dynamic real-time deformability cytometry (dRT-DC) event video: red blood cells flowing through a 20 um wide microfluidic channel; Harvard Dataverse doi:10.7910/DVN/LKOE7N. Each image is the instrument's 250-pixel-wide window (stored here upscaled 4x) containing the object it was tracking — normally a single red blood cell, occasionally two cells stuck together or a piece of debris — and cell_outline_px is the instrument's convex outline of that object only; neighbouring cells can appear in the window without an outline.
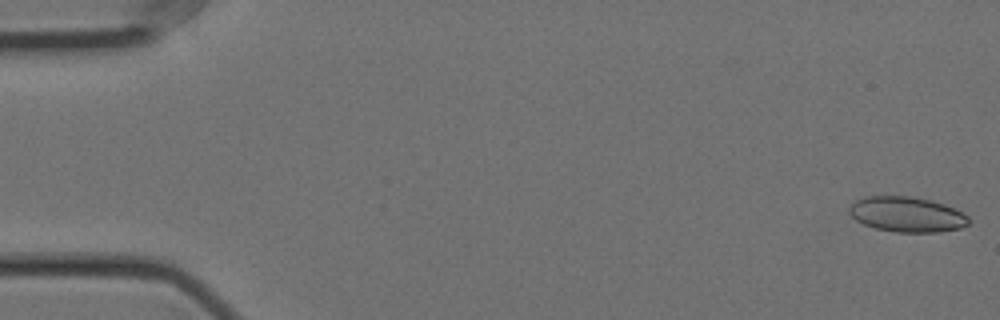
{"species": "Egyptian fruit bat (a non-hibernating species)", "species_latin": "Rousettus aegyptiacus", "temperature_condition": "cold", "stored_images_in_passage": 57, "camera_frame_rate_fps": 3000, "um_per_image_px": 0.085, "animal": {"sex": "female"}, "frame": {"image": 1, "passage_image": 1, "time_ms": 0.0, "image_size_px": [1000, 320], "cell_outline_px": [[968, 224], [960, 228], [936, 232], [896, 232], [876, 228], [864, 224], [856, 220], [848, 212], [848, 208], [856, 200], [864, 196], [908, 196], [932, 200], [944, 204], [968, 216]], "centroid_in_image_um": [77.05, 18.22], "position_along_channel_um": 8.0, "area_um2": 24.33}}
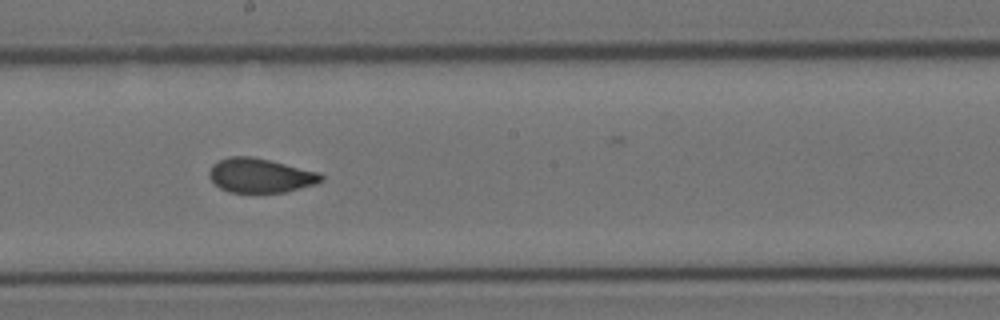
{"frame": {"image": 2, "passage_image": 31, "time_ms": 10.0, "image_size_px": [1000, 320], "cell_outline_px": [[324, 180], [316, 184], [284, 192], [228, 192], [220, 188], [208, 176], [208, 172], [212, 164], [228, 156], [252, 156], [320, 172], [324, 176]], "centroid_in_image_um": [22.13, 14.91], "position_along_channel_um": 226.1, "area_um2": 22.43}}
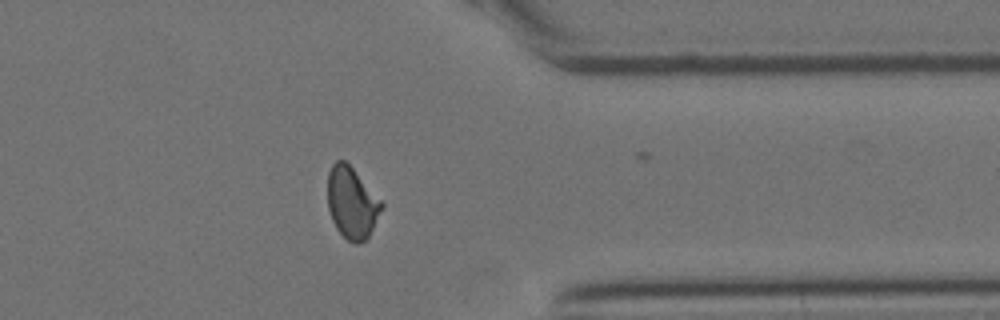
{"frame": {"image": 3, "passage_image": 45, "time_ms": 14.667, "image_size_px": [1000, 320], "cell_outline_px": [[384, 204], [368, 236], [364, 240], [356, 244], [352, 244], [336, 228], [332, 220], [328, 208], [328, 172], [332, 164], [336, 160], [344, 160], [352, 168]], "centroid_in_image_um": [29.88, 17.23], "position_along_channel_um": 381.5, "area_um2": 22.02}, "authors_computed_cell_mechanics": {"area_um2": 23.12, "velocity_mm_per_s": 3.5514, "shape_relaxation_time_tau1_ms": null, "shape_relaxation_time_tau2_ms": 0.8832, "deformation_change_tau1": null, "deformation_change_tau2": 0.0489}}